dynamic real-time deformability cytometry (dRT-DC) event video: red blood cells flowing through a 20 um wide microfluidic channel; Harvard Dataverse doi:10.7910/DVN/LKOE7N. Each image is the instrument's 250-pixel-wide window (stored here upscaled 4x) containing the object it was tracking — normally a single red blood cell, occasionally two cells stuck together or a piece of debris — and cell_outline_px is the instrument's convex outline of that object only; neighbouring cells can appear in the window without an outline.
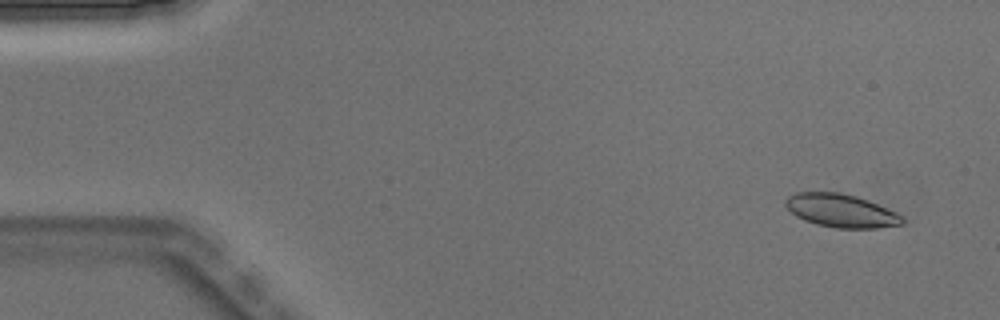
{"species": "Egyptian fruit bat (a non-hibernating species)", "species_latin": "Rousettus aegyptiacus", "temperature_condition": "warm", "stored_images_in_passage": 4, "camera_frame_rate_fps": 3000, "um_per_image_px": 0.085, "animal": {"sex": "male"}, "frame": {"image": 1, "passage_image": 2, "time_ms": 0.333, "image_size_px": [1000, 320], "cell_outline_px": [[904, 224], [876, 228], [836, 228], [816, 224], [804, 220], [796, 216], [784, 204], [784, 200], [788, 196], [796, 192], [840, 192], [856, 196], [868, 200], [896, 212], [904, 216]], "centroid_in_image_um": [71.5, 17.9], "position_along_channel_um": 13.5, "area_um2": 22.72}}
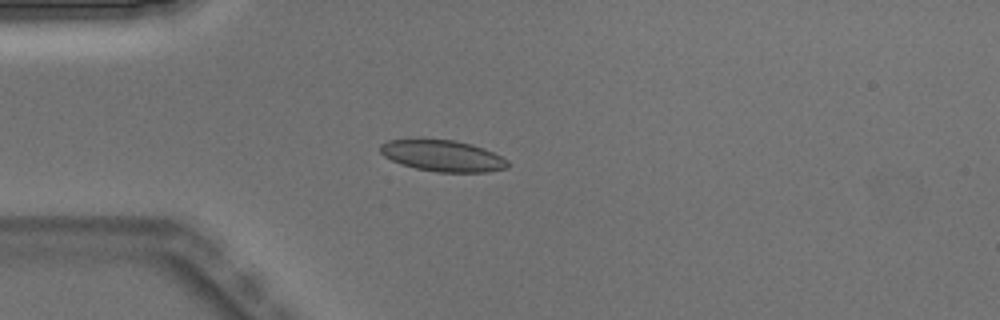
{"frame": {"image": 2, "passage_image": 4, "time_ms": 1.0, "image_size_px": [1000, 320], "cell_outline_px": [[508, 168], [488, 172], [436, 172], [416, 168], [400, 164], [384, 156], [380, 152], [380, 144], [388, 140], [420, 136], [456, 140], [472, 144], [484, 148], [508, 160]], "centroid_in_image_um": [37.57, 13.19], "position_along_channel_um": 47.4, "area_um2": 24.1}}